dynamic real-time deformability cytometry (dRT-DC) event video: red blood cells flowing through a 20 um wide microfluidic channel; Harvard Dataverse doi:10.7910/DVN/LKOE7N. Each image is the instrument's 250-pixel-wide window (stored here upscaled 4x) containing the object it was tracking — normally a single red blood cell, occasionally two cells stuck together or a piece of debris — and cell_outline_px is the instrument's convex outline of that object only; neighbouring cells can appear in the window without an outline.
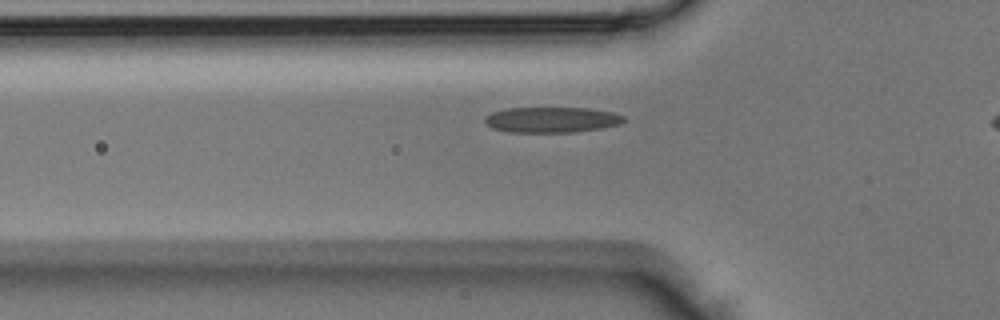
{"species": "Egyptian fruit bat (a non-hibernating species)", "species_latin": "Rousettus aegyptiacus", "temperature_condition": "room temperature", "stored_images_in_passage": 27, "camera_frame_rate_fps": 3000, "um_per_image_px": 0.085, "animal": {"sex": "male"}, "frame": {"image": 1, "passage_image": 5, "time_ms": 1.333, "image_size_px": [1000, 320], "cell_outline_px": [[624, 120], [620, 124], [600, 128], [572, 132], [508, 132], [492, 128], [484, 120], [484, 116], [492, 112], [508, 108], [588, 108], [612, 112], [624, 116]], "centroid_in_image_um": [46.86, 10.17], "position_along_channel_um": 78.9, "area_um2": 20.58}}
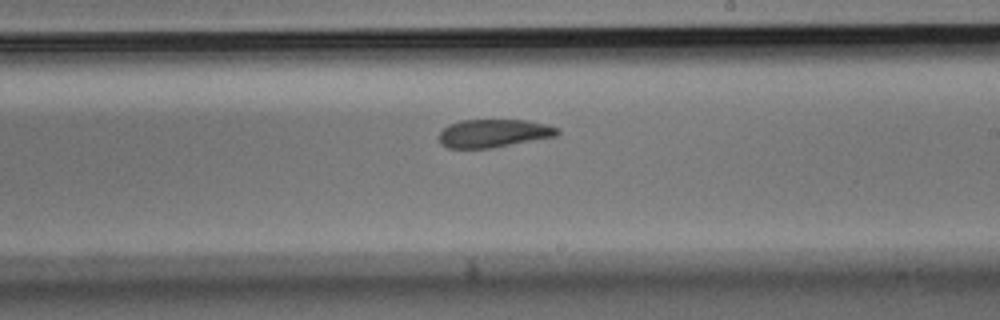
{"frame": {"image": 2, "passage_image": 16, "time_ms": 5.0, "image_size_px": [1000, 320], "cell_outline_px": [[560, 132], [556, 136], [492, 148], [448, 148], [440, 144], [440, 132], [448, 124], [460, 120], [524, 120], [548, 124], [560, 128]], "centroid_in_image_um": [41.97, 11.32], "position_along_channel_um": 247.0, "area_um2": 19.48}}
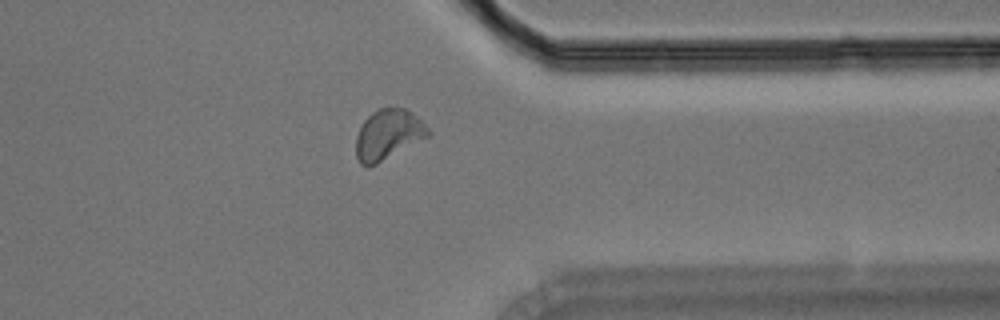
{"frame": {"image": 3, "passage_image": 25, "time_ms": 8.0, "image_size_px": [1000, 320], "cell_outline_px": [[432, 132], [428, 136], [376, 164], [368, 168], [360, 164], [356, 156], [356, 136], [364, 120], [372, 112], [380, 108], [404, 108], [416, 116]], "centroid_in_image_um": [32.96, 11.45], "position_along_channel_um": 378.4, "area_um2": 20.81}}